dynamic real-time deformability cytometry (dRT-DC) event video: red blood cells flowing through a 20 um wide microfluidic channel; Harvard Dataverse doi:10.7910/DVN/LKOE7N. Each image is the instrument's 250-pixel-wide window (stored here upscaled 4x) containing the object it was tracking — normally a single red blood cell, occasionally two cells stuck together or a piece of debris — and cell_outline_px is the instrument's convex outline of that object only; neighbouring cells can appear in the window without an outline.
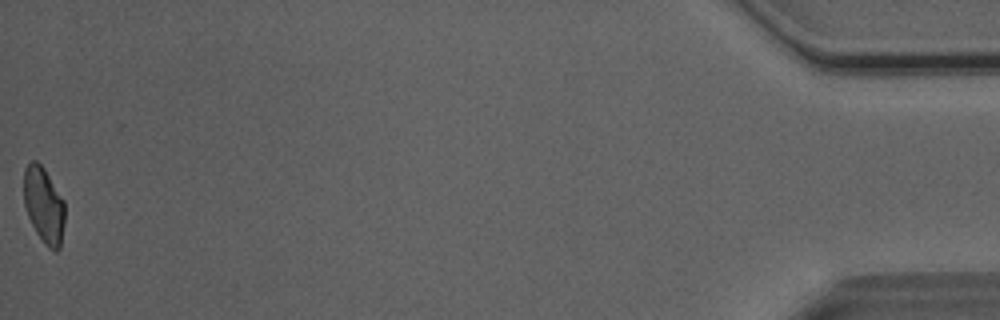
{"species": "Egyptian fruit bat (a non-hibernating species)", "species_latin": "Rousettus aegyptiacus", "temperature_condition": "room temperature", "stored_images_in_passage": 51, "camera_frame_rate_fps": 3000, "um_per_image_px": 0.085, "animal": {"sex": "male"}, "frame": {"image": 1, "passage_image": 51, "time_ms": 16.667, "image_size_px": [1000, 320], "cell_outline_px": [[64, 224], [60, 248], [56, 252], [48, 248], [44, 244], [36, 232], [28, 216], [24, 204], [24, 168], [32, 160], [36, 160], [44, 168], [64, 200]], "centroid_in_image_um": [3.73, 17.45], "position_along_channel_um": 431.5, "area_um2": 18.21}, "authors_computed_cell_mechanics": {"area_um2": 19.1318, "velocity_mm_per_s": 4.0672, "shape_relaxation_time_tau1_ms": 3.7243, "shape_relaxation_time_tau2_ms": 1.596, "deformation_change_tau1": 0.1214, "deformation_change_tau2": 0.0651}}